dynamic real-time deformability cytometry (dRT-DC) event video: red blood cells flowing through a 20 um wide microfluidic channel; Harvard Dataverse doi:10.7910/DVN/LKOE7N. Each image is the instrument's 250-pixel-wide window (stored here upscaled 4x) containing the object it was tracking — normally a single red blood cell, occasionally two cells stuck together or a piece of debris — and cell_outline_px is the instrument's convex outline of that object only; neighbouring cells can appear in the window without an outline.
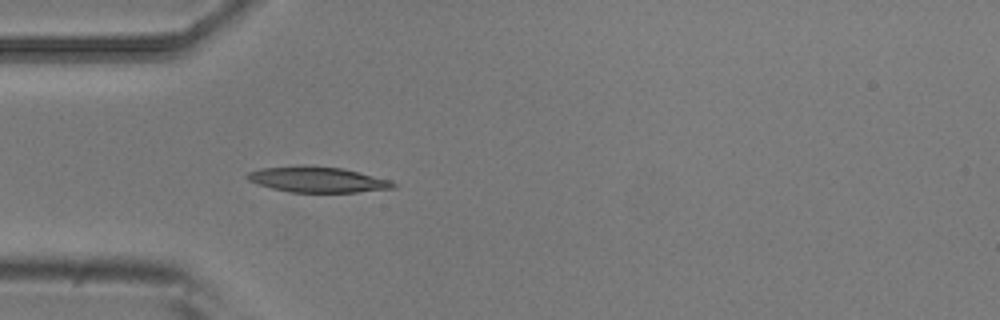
{"species": "common noctule bat (a hibernating species)", "species_latin": "Nyctalus noctula", "temperature_condition": "room temperature", "stored_images_in_passage": 4, "camera_frame_rate_fps": 3000, "um_per_image_px": 0.085, "animal": {"sex": "male", "body_mass_g": 20.5, "forearm_length_mm": 52.5}, "frame": {"image": 1, "passage_image": 4, "time_ms": 1.0, "image_size_px": [1000, 320], "cell_outline_px": [[396, 188], [356, 192], [288, 192], [272, 188], [248, 180], [244, 176], [248, 172], [260, 168], [300, 164], [304, 164], [344, 168], [392, 180], [396, 184]], "centroid_in_image_um": [26.99, 15.24], "position_along_channel_um": 58.0, "area_um2": 22.2}}